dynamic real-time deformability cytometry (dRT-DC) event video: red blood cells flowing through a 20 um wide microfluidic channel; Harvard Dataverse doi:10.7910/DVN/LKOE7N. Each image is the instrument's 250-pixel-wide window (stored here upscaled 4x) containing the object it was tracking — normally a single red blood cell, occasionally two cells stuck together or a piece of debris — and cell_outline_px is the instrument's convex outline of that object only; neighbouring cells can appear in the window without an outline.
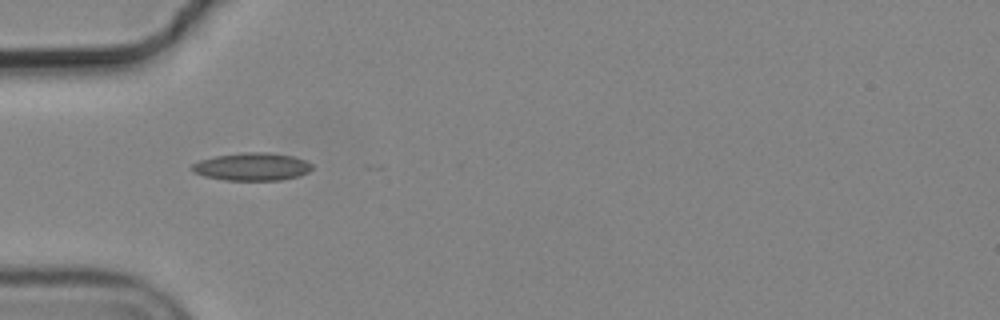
{"species": "common noctule bat (a hibernating species)", "species_latin": "Nyctalus noctula", "temperature_condition": "cold", "stored_images_in_passage": 8, "camera_frame_rate_fps": 3000, "um_per_image_px": 0.085, "animal": {"sex": "male", "body_mass_g": 19.2, "forearm_length_mm": 51.8}, "frame": {"image": 1, "passage_image": 1, "time_ms": 0.0, "image_size_px": [1000, 320], "cell_outline_px": [[312, 168], [308, 172], [300, 176], [280, 180], [224, 180], [204, 176], [192, 172], [192, 164], [200, 160], [216, 156], [240, 152], [268, 152], [292, 156], [304, 160], [312, 164]], "centroid_in_image_um": [21.42, 14.17], "position_along_channel_um": 63.6, "area_um2": 19.48}}
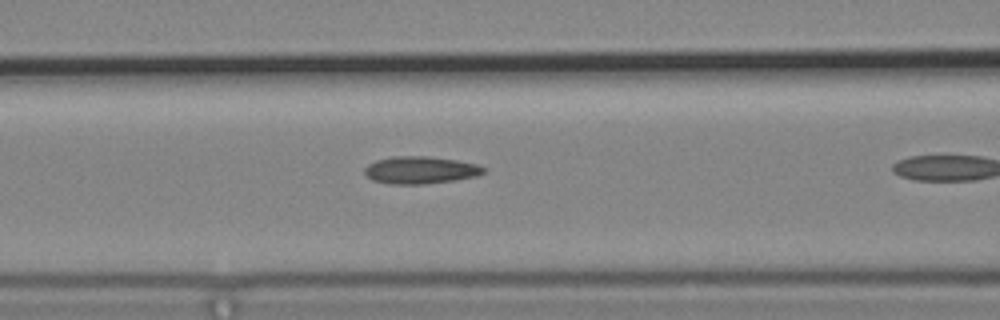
{"frame": {"image": 2, "passage_image": 3, "time_ms": 0.667, "image_size_px": [1000, 320], "cell_outline_px": [[488, 168], [484, 172], [476, 176], [456, 180], [424, 184], [388, 184], [372, 180], [364, 172], [364, 168], [368, 164], [376, 160], [392, 156], [428, 156], [456, 160], [476, 164]], "centroid_in_image_um": [35.73, 14.45], "position_along_channel_um": 130.9, "area_um2": 19.07}}
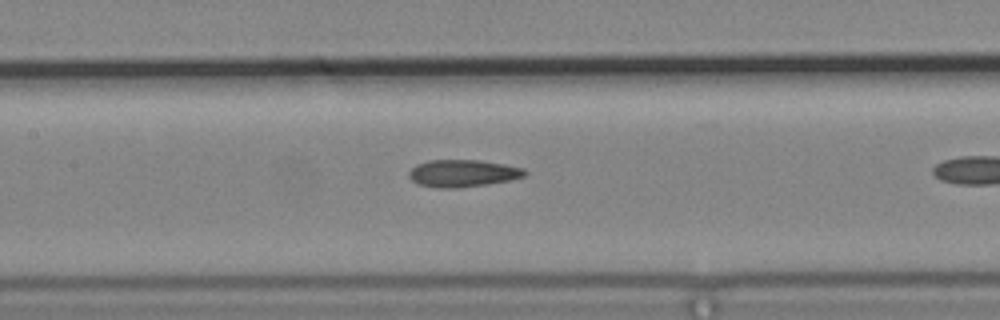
{"frame": {"image": 3, "passage_image": 6, "time_ms": 1.667, "image_size_px": [1000, 320], "cell_outline_px": [[528, 172], [524, 176], [512, 180], [488, 184], [460, 188], [440, 188], [416, 184], [408, 176], [408, 172], [416, 164], [428, 160], [480, 160], [504, 164], [524, 168]], "centroid_in_image_um": [39.33, 14.73], "position_along_channel_um": 168.1, "area_um2": 18.61}}